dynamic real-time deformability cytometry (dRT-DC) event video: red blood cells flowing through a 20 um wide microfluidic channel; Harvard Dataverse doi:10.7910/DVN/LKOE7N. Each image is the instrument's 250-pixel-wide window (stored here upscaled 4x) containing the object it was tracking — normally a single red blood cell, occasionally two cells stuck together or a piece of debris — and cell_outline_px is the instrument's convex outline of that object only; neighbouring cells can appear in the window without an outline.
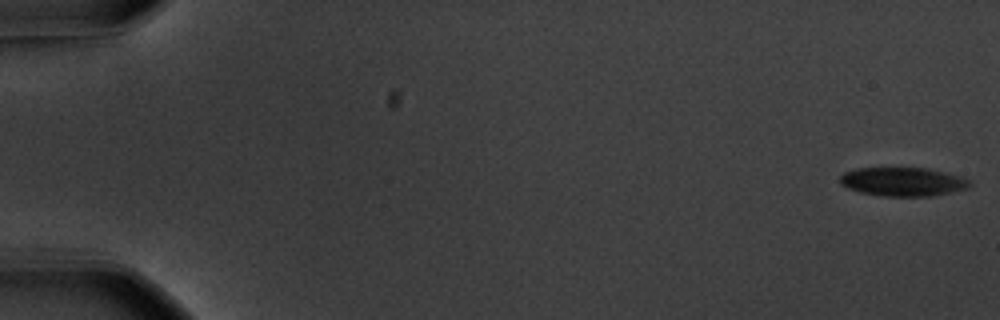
{"species": "common noctule bat (a hibernating species)", "species_latin": "Nyctalus noctula", "temperature_condition": "warm", "stored_images_in_passage": 57, "camera_frame_rate_fps": 3000, "um_per_image_px": 0.085, "animal": {"sex": "male", "body_mass_g": 20.1, "forearm_length_mm": 53.5}, "frame": {"image": 1, "passage_image": 1, "time_ms": 0.0, "image_size_px": [1000, 320], "cell_outline_px": [[972, 184], [968, 188], [932, 196], [880, 196], [860, 192], [848, 188], [840, 184], [840, 176], [844, 172], [856, 168], [928, 168], [960, 176], [968, 180]], "centroid_in_image_um": [76.72, 15.45], "position_along_channel_um": 8.3, "area_um2": 21.73}}
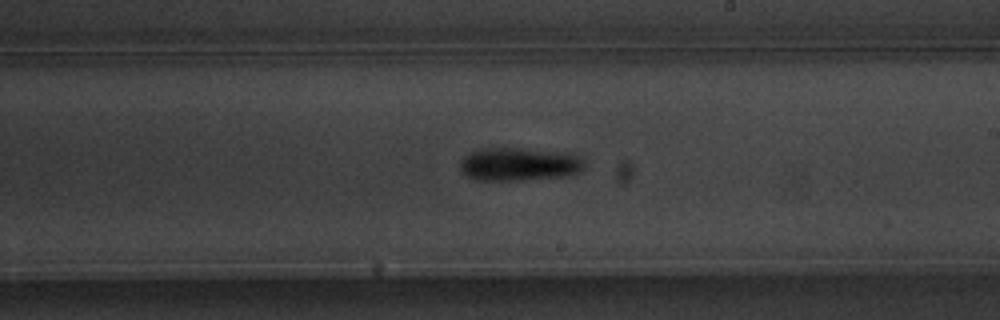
{"frame": {"image": 2, "passage_image": 34, "time_ms": 11.0, "image_size_px": [1000, 320], "cell_outline_px": [[588, 164], [580, 172], [572, 176], [524, 180], [476, 180], [460, 172], [460, 160], [464, 156], [472, 152], [484, 148], [520, 148], [580, 156]], "centroid_in_image_um": [44.14, 13.98], "position_along_channel_um": 244.9, "area_um2": 24.16}}
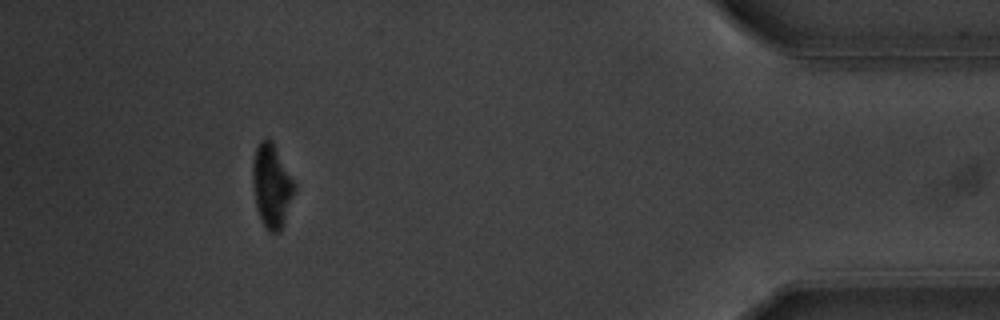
{"frame": {"image": 3, "passage_image": 52, "time_ms": 17.0, "image_size_px": [1000, 320], "cell_outline_px": [[296, 188], [284, 220], [280, 228], [276, 232], [272, 232], [260, 220], [256, 204], [252, 180], [252, 160], [256, 148], [260, 140], [272, 140], [296, 184]], "centroid_in_image_um": [23.08, 15.73], "position_along_channel_um": 412.1, "area_um2": 19.94}, "authors_computed_cell_mechanics": {"area_um2": 22.4842, "velocity_mm_per_s": 3.6319, "shape_relaxation_time_tau1_ms": 2.7728, "shape_relaxation_time_tau2_ms": null, "deformation_change_tau1": 0.1289, "deformation_change_tau2": null}}